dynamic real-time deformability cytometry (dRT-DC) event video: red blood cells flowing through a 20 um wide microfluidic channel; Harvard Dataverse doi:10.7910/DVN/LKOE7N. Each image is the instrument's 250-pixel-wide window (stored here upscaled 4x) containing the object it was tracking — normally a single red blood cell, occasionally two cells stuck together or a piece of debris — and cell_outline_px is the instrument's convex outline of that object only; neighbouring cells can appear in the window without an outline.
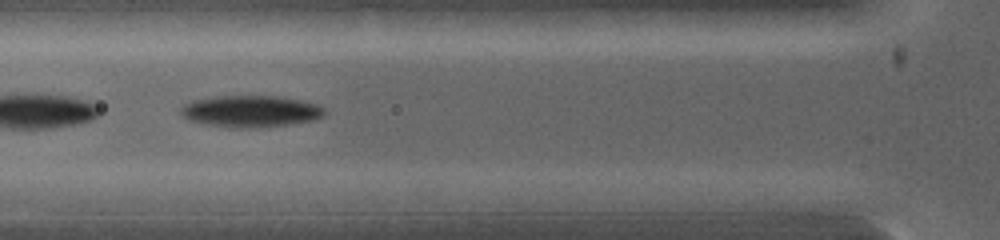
{"species": "common noctule bat (a hibernating species)", "species_latin": "Nyctalus noctula", "temperature_condition": "warm", "stored_images_in_passage": 31, "camera_frame_rate_fps": 5000, "um_per_image_px": 0.085, "animal": {"sex": "female", "body_mass_g": 19.0, "forearm_length_mm": 53.3}, "frame": {"image": 1, "passage_image": 5, "time_ms": 1.0, "image_size_px": [1000, 240], "cell_outline_px": [[328, 112], [324, 116], [312, 120], [284, 124], [212, 124], [188, 120], [180, 112], [180, 108], [184, 104], [192, 100], [212, 96], [276, 96], [300, 100], [316, 104], [324, 108]], "centroid_in_image_um": [21.32, 9.38], "position_along_channel_um": 104.5, "area_um2": 24.97}}
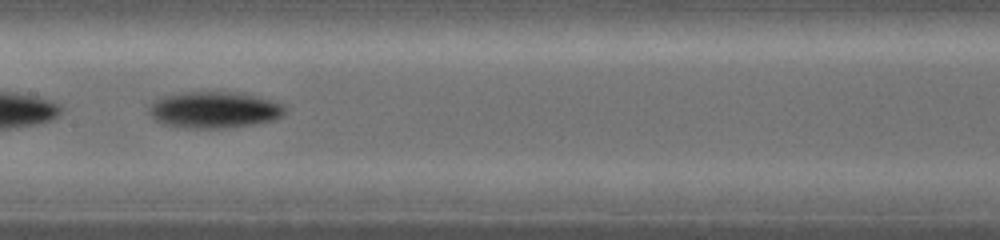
{"frame": {"image": 2, "passage_image": 10, "time_ms": 2.4, "image_size_px": [1000, 240], "cell_outline_px": [[288, 108], [284, 116], [272, 120], [252, 124], [228, 128], [192, 128], [164, 124], [156, 120], [148, 112], [148, 108], [160, 96], [180, 92], [244, 92], [272, 100], [284, 104]], "centroid_in_image_um": [18.26, 9.32], "position_along_channel_um": 189.1, "area_um2": 29.19}}